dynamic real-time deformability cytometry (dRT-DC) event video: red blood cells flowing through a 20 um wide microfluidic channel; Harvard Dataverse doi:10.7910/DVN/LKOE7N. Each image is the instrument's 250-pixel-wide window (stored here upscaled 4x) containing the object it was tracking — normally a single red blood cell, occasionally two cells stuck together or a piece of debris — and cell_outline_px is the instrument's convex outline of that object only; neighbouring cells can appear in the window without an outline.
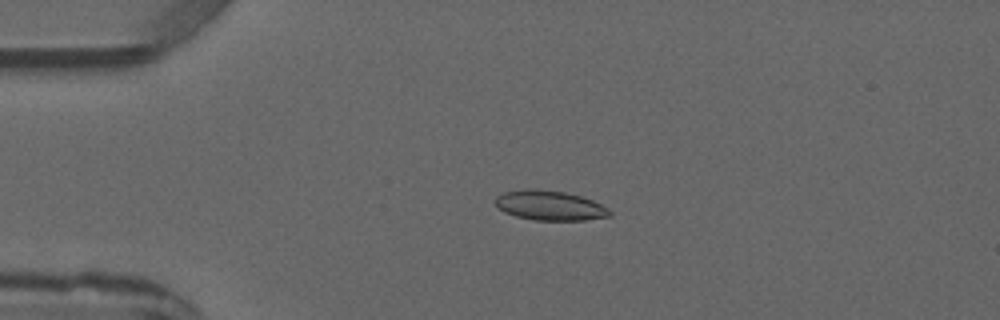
{"species": "common noctule bat (a hibernating species)", "species_latin": "Nyctalus noctula", "temperature_condition": "warm", "stored_images_in_passage": 3, "camera_frame_rate_fps": 3000, "um_per_image_px": 0.085, "animal": {"sex": "male", "forearm_length_mm": 52.5}, "frame": {"image": 1, "passage_image": 2, "time_ms": 1.333, "image_size_px": [1000, 320], "cell_outline_px": [[612, 216], [584, 220], [532, 220], [516, 216], [504, 212], [496, 208], [496, 196], [504, 192], [536, 188], [564, 192], [580, 196], [592, 200], [608, 208], [612, 212]], "centroid_in_image_um": [46.73, 17.47], "position_along_channel_um": 38.3, "area_um2": 19.83}}